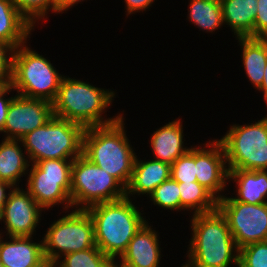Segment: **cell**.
Masks as SVG:
<instances>
[{
  "mask_svg": "<svg viewBox=\"0 0 267 267\" xmlns=\"http://www.w3.org/2000/svg\"><path fill=\"white\" fill-rule=\"evenodd\" d=\"M52 116V103L16 93L9 105L1 134H4L5 139L21 140L28 133L47 123Z\"/></svg>",
  "mask_w": 267,
  "mask_h": 267,
  "instance_id": "13",
  "label": "cell"
},
{
  "mask_svg": "<svg viewBox=\"0 0 267 267\" xmlns=\"http://www.w3.org/2000/svg\"><path fill=\"white\" fill-rule=\"evenodd\" d=\"M3 239L0 235V261L3 267H49L44 258L43 240L35 242L33 236H5Z\"/></svg>",
  "mask_w": 267,
  "mask_h": 267,
  "instance_id": "16",
  "label": "cell"
},
{
  "mask_svg": "<svg viewBox=\"0 0 267 267\" xmlns=\"http://www.w3.org/2000/svg\"><path fill=\"white\" fill-rule=\"evenodd\" d=\"M14 48L0 41V79L7 85L11 81Z\"/></svg>",
  "mask_w": 267,
  "mask_h": 267,
  "instance_id": "31",
  "label": "cell"
},
{
  "mask_svg": "<svg viewBox=\"0 0 267 267\" xmlns=\"http://www.w3.org/2000/svg\"><path fill=\"white\" fill-rule=\"evenodd\" d=\"M236 39L241 46V61L245 75L257 91L264 78V69L267 63V42L264 38Z\"/></svg>",
  "mask_w": 267,
  "mask_h": 267,
  "instance_id": "23",
  "label": "cell"
},
{
  "mask_svg": "<svg viewBox=\"0 0 267 267\" xmlns=\"http://www.w3.org/2000/svg\"><path fill=\"white\" fill-rule=\"evenodd\" d=\"M74 159H46L30 164L26 190L43 210L62 204L72 210L70 199L72 162Z\"/></svg>",
  "mask_w": 267,
  "mask_h": 267,
  "instance_id": "9",
  "label": "cell"
},
{
  "mask_svg": "<svg viewBox=\"0 0 267 267\" xmlns=\"http://www.w3.org/2000/svg\"><path fill=\"white\" fill-rule=\"evenodd\" d=\"M238 267H267V241L241 247Z\"/></svg>",
  "mask_w": 267,
  "mask_h": 267,
  "instance_id": "30",
  "label": "cell"
},
{
  "mask_svg": "<svg viewBox=\"0 0 267 267\" xmlns=\"http://www.w3.org/2000/svg\"><path fill=\"white\" fill-rule=\"evenodd\" d=\"M171 178L177 182H194L196 178L195 146L171 164Z\"/></svg>",
  "mask_w": 267,
  "mask_h": 267,
  "instance_id": "29",
  "label": "cell"
},
{
  "mask_svg": "<svg viewBox=\"0 0 267 267\" xmlns=\"http://www.w3.org/2000/svg\"><path fill=\"white\" fill-rule=\"evenodd\" d=\"M64 213L49 225L42 237L44 258L49 266L66 254L96 246L89 213L85 209H72Z\"/></svg>",
  "mask_w": 267,
  "mask_h": 267,
  "instance_id": "8",
  "label": "cell"
},
{
  "mask_svg": "<svg viewBox=\"0 0 267 267\" xmlns=\"http://www.w3.org/2000/svg\"><path fill=\"white\" fill-rule=\"evenodd\" d=\"M182 121L179 117L156 129L150 138L153 159L172 164L178 157L187 153L191 147H185Z\"/></svg>",
  "mask_w": 267,
  "mask_h": 267,
  "instance_id": "17",
  "label": "cell"
},
{
  "mask_svg": "<svg viewBox=\"0 0 267 267\" xmlns=\"http://www.w3.org/2000/svg\"><path fill=\"white\" fill-rule=\"evenodd\" d=\"M32 31L33 26L11 0H0V41L16 49L30 40Z\"/></svg>",
  "mask_w": 267,
  "mask_h": 267,
  "instance_id": "22",
  "label": "cell"
},
{
  "mask_svg": "<svg viewBox=\"0 0 267 267\" xmlns=\"http://www.w3.org/2000/svg\"><path fill=\"white\" fill-rule=\"evenodd\" d=\"M14 92L15 90L13 89V87L10 84H7L1 91H0V133L3 131L5 122H6V117H7V112H8V108L9 105L13 99L11 95V97H5L7 94L9 95L11 92Z\"/></svg>",
  "mask_w": 267,
  "mask_h": 267,
  "instance_id": "33",
  "label": "cell"
},
{
  "mask_svg": "<svg viewBox=\"0 0 267 267\" xmlns=\"http://www.w3.org/2000/svg\"><path fill=\"white\" fill-rule=\"evenodd\" d=\"M44 210L33 199L26 189L13 187L9 191L7 201L0 210V222L4 223L8 237H31L36 235V228L41 221Z\"/></svg>",
  "mask_w": 267,
  "mask_h": 267,
  "instance_id": "12",
  "label": "cell"
},
{
  "mask_svg": "<svg viewBox=\"0 0 267 267\" xmlns=\"http://www.w3.org/2000/svg\"><path fill=\"white\" fill-rule=\"evenodd\" d=\"M218 140L229 170H267V115L255 123L230 125Z\"/></svg>",
  "mask_w": 267,
  "mask_h": 267,
  "instance_id": "7",
  "label": "cell"
},
{
  "mask_svg": "<svg viewBox=\"0 0 267 267\" xmlns=\"http://www.w3.org/2000/svg\"><path fill=\"white\" fill-rule=\"evenodd\" d=\"M147 198L158 208L180 212L179 182L174 181L172 178L162 182Z\"/></svg>",
  "mask_w": 267,
  "mask_h": 267,
  "instance_id": "27",
  "label": "cell"
},
{
  "mask_svg": "<svg viewBox=\"0 0 267 267\" xmlns=\"http://www.w3.org/2000/svg\"><path fill=\"white\" fill-rule=\"evenodd\" d=\"M115 262L97 246L87 250L66 254L52 267H113Z\"/></svg>",
  "mask_w": 267,
  "mask_h": 267,
  "instance_id": "26",
  "label": "cell"
},
{
  "mask_svg": "<svg viewBox=\"0 0 267 267\" xmlns=\"http://www.w3.org/2000/svg\"><path fill=\"white\" fill-rule=\"evenodd\" d=\"M191 238L186 251V267L239 266V248L225 216L217 208L208 213L191 215Z\"/></svg>",
  "mask_w": 267,
  "mask_h": 267,
  "instance_id": "1",
  "label": "cell"
},
{
  "mask_svg": "<svg viewBox=\"0 0 267 267\" xmlns=\"http://www.w3.org/2000/svg\"><path fill=\"white\" fill-rule=\"evenodd\" d=\"M200 145H195L197 182L219 200L225 194L222 192L227 190L225 187L228 185L229 177L224 148L215 138L204 143L203 147L202 144Z\"/></svg>",
  "mask_w": 267,
  "mask_h": 267,
  "instance_id": "14",
  "label": "cell"
},
{
  "mask_svg": "<svg viewBox=\"0 0 267 267\" xmlns=\"http://www.w3.org/2000/svg\"><path fill=\"white\" fill-rule=\"evenodd\" d=\"M115 96V91L111 89L98 88L83 79L64 76L52 103L53 116L80 124L85 129L109 125L123 115L118 113L117 116L104 117Z\"/></svg>",
  "mask_w": 267,
  "mask_h": 267,
  "instance_id": "2",
  "label": "cell"
},
{
  "mask_svg": "<svg viewBox=\"0 0 267 267\" xmlns=\"http://www.w3.org/2000/svg\"><path fill=\"white\" fill-rule=\"evenodd\" d=\"M85 128L52 116L21 141L31 164L46 159H75L82 155Z\"/></svg>",
  "mask_w": 267,
  "mask_h": 267,
  "instance_id": "6",
  "label": "cell"
},
{
  "mask_svg": "<svg viewBox=\"0 0 267 267\" xmlns=\"http://www.w3.org/2000/svg\"><path fill=\"white\" fill-rule=\"evenodd\" d=\"M224 25L236 38H254V22L258 0H220Z\"/></svg>",
  "mask_w": 267,
  "mask_h": 267,
  "instance_id": "21",
  "label": "cell"
},
{
  "mask_svg": "<svg viewBox=\"0 0 267 267\" xmlns=\"http://www.w3.org/2000/svg\"><path fill=\"white\" fill-rule=\"evenodd\" d=\"M54 1V13L60 14V13H67L70 8H73L72 6L78 5V3L85 1V0H53Z\"/></svg>",
  "mask_w": 267,
  "mask_h": 267,
  "instance_id": "35",
  "label": "cell"
},
{
  "mask_svg": "<svg viewBox=\"0 0 267 267\" xmlns=\"http://www.w3.org/2000/svg\"><path fill=\"white\" fill-rule=\"evenodd\" d=\"M257 90L262 93L264 103H266V106H267V63L264 69L263 82Z\"/></svg>",
  "mask_w": 267,
  "mask_h": 267,
  "instance_id": "37",
  "label": "cell"
},
{
  "mask_svg": "<svg viewBox=\"0 0 267 267\" xmlns=\"http://www.w3.org/2000/svg\"><path fill=\"white\" fill-rule=\"evenodd\" d=\"M132 199L125 197L85 209L93 222L96 246L114 262L127 250L136 232L148 220L141 213L144 210L140 211Z\"/></svg>",
  "mask_w": 267,
  "mask_h": 267,
  "instance_id": "3",
  "label": "cell"
},
{
  "mask_svg": "<svg viewBox=\"0 0 267 267\" xmlns=\"http://www.w3.org/2000/svg\"><path fill=\"white\" fill-rule=\"evenodd\" d=\"M6 86V84L0 79V91Z\"/></svg>",
  "mask_w": 267,
  "mask_h": 267,
  "instance_id": "38",
  "label": "cell"
},
{
  "mask_svg": "<svg viewBox=\"0 0 267 267\" xmlns=\"http://www.w3.org/2000/svg\"><path fill=\"white\" fill-rule=\"evenodd\" d=\"M63 77L47 57L31 49L27 42L14 49L10 85L17 94L53 103Z\"/></svg>",
  "mask_w": 267,
  "mask_h": 267,
  "instance_id": "5",
  "label": "cell"
},
{
  "mask_svg": "<svg viewBox=\"0 0 267 267\" xmlns=\"http://www.w3.org/2000/svg\"><path fill=\"white\" fill-rule=\"evenodd\" d=\"M232 179V180H231ZM235 182L236 200L247 204L267 203V170H229L228 182Z\"/></svg>",
  "mask_w": 267,
  "mask_h": 267,
  "instance_id": "20",
  "label": "cell"
},
{
  "mask_svg": "<svg viewBox=\"0 0 267 267\" xmlns=\"http://www.w3.org/2000/svg\"><path fill=\"white\" fill-rule=\"evenodd\" d=\"M20 14L35 28L39 21H46L49 11L54 13L53 0H11Z\"/></svg>",
  "mask_w": 267,
  "mask_h": 267,
  "instance_id": "28",
  "label": "cell"
},
{
  "mask_svg": "<svg viewBox=\"0 0 267 267\" xmlns=\"http://www.w3.org/2000/svg\"><path fill=\"white\" fill-rule=\"evenodd\" d=\"M154 2L155 0H124L126 17L128 18L131 14L140 13V11L142 13L143 11L146 12V10H149Z\"/></svg>",
  "mask_w": 267,
  "mask_h": 267,
  "instance_id": "34",
  "label": "cell"
},
{
  "mask_svg": "<svg viewBox=\"0 0 267 267\" xmlns=\"http://www.w3.org/2000/svg\"><path fill=\"white\" fill-rule=\"evenodd\" d=\"M180 211L191 214L212 212L217 209L218 200L197 181L179 182Z\"/></svg>",
  "mask_w": 267,
  "mask_h": 267,
  "instance_id": "25",
  "label": "cell"
},
{
  "mask_svg": "<svg viewBox=\"0 0 267 267\" xmlns=\"http://www.w3.org/2000/svg\"><path fill=\"white\" fill-rule=\"evenodd\" d=\"M217 208L225 216L237 247L267 241V203L247 204L223 196Z\"/></svg>",
  "mask_w": 267,
  "mask_h": 267,
  "instance_id": "11",
  "label": "cell"
},
{
  "mask_svg": "<svg viewBox=\"0 0 267 267\" xmlns=\"http://www.w3.org/2000/svg\"><path fill=\"white\" fill-rule=\"evenodd\" d=\"M12 189H13V186H11L9 183L0 181V210L2 209L3 205L7 201L9 191H11Z\"/></svg>",
  "mask_w": 267,
  "mask_h": 267,
  "instance_id": "36",
  "label": "cell"
},
{
  "mask_svg": "<svg viewBox=\"0 0 267 267\" xmlns=\"http://www.w3.org/2000/svg\"><path fill=\"white\" fill-rule=\"evenodd\" d=\"M267 36V0H258L254 22V38Z\"/></svg>",
  "mask_w": 267,
  "mask_h": 267,
  "instance_id": "32",
  "label": "cell"
},
{
  "mask_svg": "<svg viewBox=\"0 0 267 267\" xmlns=\"http://www.w3.org/2000/svg\"><path fill=\"white\" fill-rule=\"evenodd\" d=\"M22 147L21 140L4 138L0 142V181L13 187H19L21 177L25 174L27 176L31 164L27 152Z\"/></svg>",
  "mask_w": 267,
  "mask_h": 267,
  "instance_id": "19",
  "label": "cell"
},
{
  "mask_svg": "<svg viewBox=\"0 0 267 267\" xmlns=\"http://www.w3.org/2000/svg\"><path fill=\"white\" fill-rule=\"evenodd\" d=\"M145 160L136 155L131 180L126 188L127 198L135 195L148 197L157 186L171 178L170 164L152 158Z\"/></svg>",
  "mask_w": 267,
  "mask_h": 267,
  "instance_id": "18",
  "label": "cell"
},
{
  "mask_svg": "<svg viewBox=\"0 0 267 267\" xmlns=\"http://www.w3.org/2000/svg\"><path fill=\"white\" fill-rule=\"evenodd\" d=\"M124 114L114 123L86 128L82 155L127 188L136 158L125 131Z\"/></svg>",
  "mask_w": 267,
  "mask_h": 267,
  "instance_id": "4",
  "label": "cell"
},
{
  "mask_svg": "<svg viewBox=\"0 0 267 267\" xmlns=\"http://www.w3.org/2000/svg\"><path fill=\"white\" fill-rule=\"evenodd\" d=\"M187 19L199 31L213 33L224 26L220 0H189Z\"/></svg>",
  "mask_w": 267,
  "mask_h": 267,
  "instance_id": "24",
  "label": "cell"
},
{
  "mask_svg": "<svg viewBox=\"0 0 267 267\" xmlns=\"http://www.w3.org/2000/svg\"><path fill=\"white\" fill-rule=\"evenodd\" d=\"M147 220L129 242L127 250L115 262L118 267H159L162 256L159 233ZM120 262V263H119Z\"/></svg>",
  "mask_w": 267,
  "mask_h": 267,
  "instance_id": "15",
  "label": "cell"
},
{
  "mask_svg": "<svg viewBox=\"0 0 267 267\" xmlns=\"http://www.w3.org/2000/svg\"><path fill=\"white\" fill-rule=\"evenodd\" d=\"M126 197V189L107 171L83 155L72 162L70 199L72 209H87Z\"/></svg>",
  "mask_w": 267,
  "mask_h": 267,
  "instance_id": "10",
  "label": "cell"
}]
</instances>
